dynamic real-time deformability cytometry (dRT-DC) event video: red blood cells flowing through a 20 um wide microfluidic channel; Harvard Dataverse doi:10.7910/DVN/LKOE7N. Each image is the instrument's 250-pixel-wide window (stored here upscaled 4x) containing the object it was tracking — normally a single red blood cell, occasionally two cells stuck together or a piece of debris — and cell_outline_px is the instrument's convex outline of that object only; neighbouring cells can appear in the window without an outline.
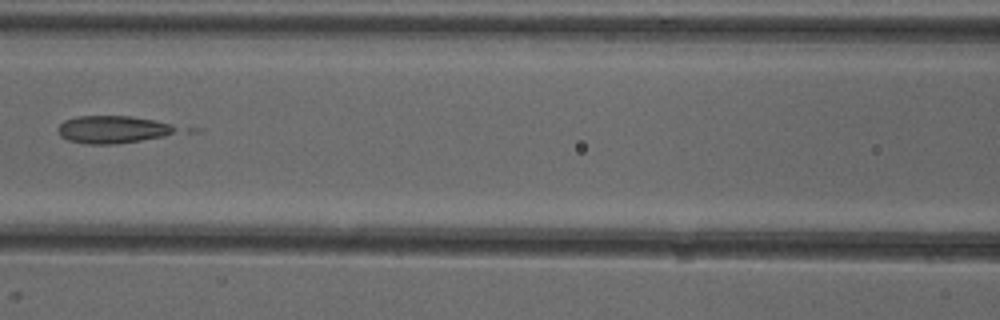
{"species": "common noctule bat (a hibernating species)", "species_latin": "Nyctalus noctula", "temperature_condition": "cold", "stored_images_in_passage": 8, "camera_frame_rate_fps": 3000, "um_per_image_px": 0.085, "animal": {"sex": "female"}, "frame": {"image": 1, "passage_image": 7, "time_ms": 7.0, "image_size_px": [1000, 320], "cell_outline_px": [[180, 128], [164, 136], [116, 144], [84, 144], [68, 140], [60, 136], [56, 128], [64, 120], [76, 116], [128, 116], [152, 120], [172, 124]], "centroid_in_image_um": [9.52, 11.0], "position_along_channel_um": 157.1, "area_um2": 18.96}}
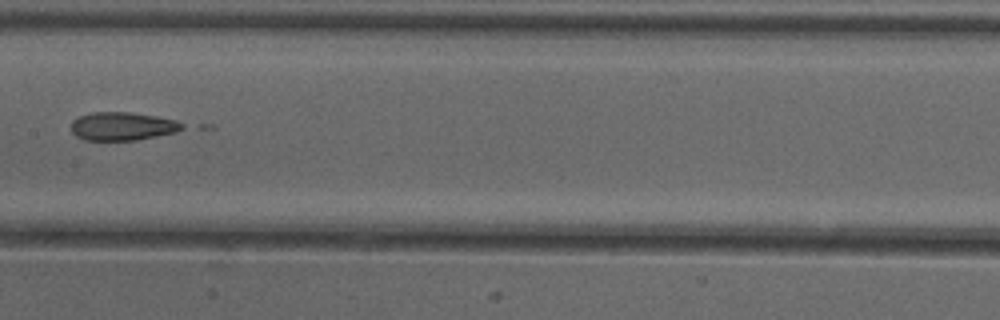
{"frame": {"image": 2, "passage_image": 8, "time_ms": 8.0, "image_size_px": [1000, 320], "cell_outline_px": [[184, 128], [176, 132], [136, 140], [84, 140], [76, 136], [72, 132], [72, 120], [80, 116], [92, 112], [128, 112], [156, 116], [176, 120], [184, 124]], "centroid_in_image_um": [10.41, 10.73], "position_along_channel_um": 197.0, "area_um2": 18.26}}